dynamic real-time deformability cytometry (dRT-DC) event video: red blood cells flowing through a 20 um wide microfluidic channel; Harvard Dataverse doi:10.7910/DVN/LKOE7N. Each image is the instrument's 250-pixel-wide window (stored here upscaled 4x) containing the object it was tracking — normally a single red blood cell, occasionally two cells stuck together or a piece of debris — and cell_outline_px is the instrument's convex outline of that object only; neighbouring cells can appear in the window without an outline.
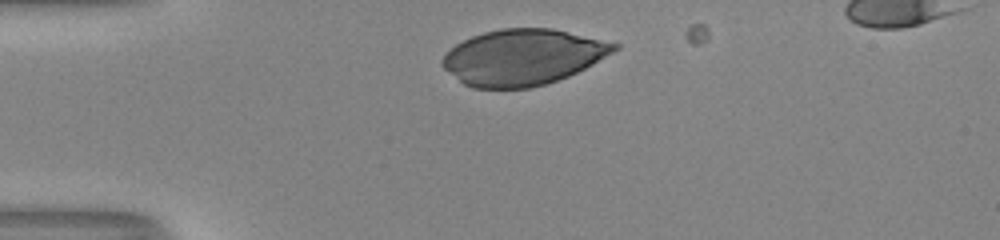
{"species": "human", "species_latin": "Homo sapiens", "temperature_condition": "room temperature", "stored_images_in_passage": 12, "camera_frame_rate_fps": 3000, "um_per_image_px": 0.085, "donor": {"sex": "male"}, "frame": {"image": 1, "passage_image": 4, "time_ms": 1.0, "image_size_px": [1000, 240], "cell_outline_px": [[620, 48], [592, 64], [568, 76], [544, 84], [528, 88], [472, 88], [464, 84], [448, 72], [440, 64], [440, 60], [456, 44], [472, 36], [484, 32], [500, 28], [552, 28], [620, 44]], "centroid_in_image_um": [44.42, 4.85], "position_along_channel_um": 40.6, "area_um2": 55.55}}